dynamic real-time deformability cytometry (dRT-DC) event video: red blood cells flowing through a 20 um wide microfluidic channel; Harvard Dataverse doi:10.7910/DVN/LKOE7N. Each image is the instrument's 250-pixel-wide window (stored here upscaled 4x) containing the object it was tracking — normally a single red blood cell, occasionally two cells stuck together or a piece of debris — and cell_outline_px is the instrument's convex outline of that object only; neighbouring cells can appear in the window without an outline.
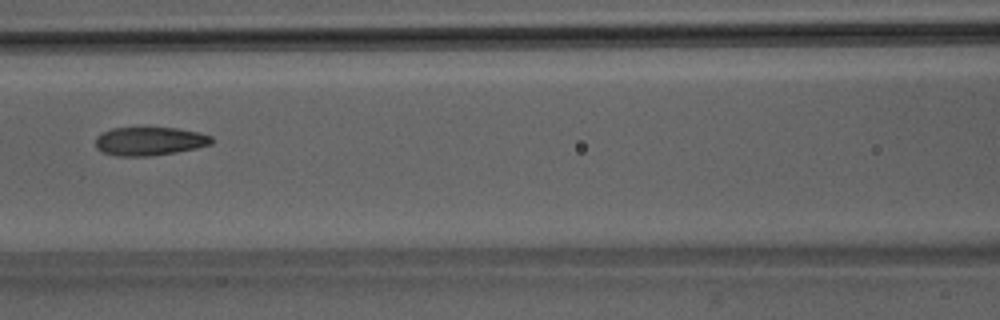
{"species": "Egyptian fruit bat (a non-hibernating species)", "species_latin": "Rousettus aegyptiacus", "temperature_condition": "room temperature", "stored_images_in_passage": 41, "camera_frame_rate_fps": 3000, "um_per_image_px": 0.085, "animal": {"sex": "male"}, "frame": {"image": 1, "passage_image": 13, "time_ms": 4.0, "image_size_px": [1000, 320], "cell_outline_px": [[212, 144], [196, 148], [176, 152], [148, 156], [116, 156], [100, 152], [96, 148], [96, 136], [112, 128], [176, 128], [200, 132], [212, 136]], "centroid_in_image_um": [12.7, 12.01], "position_along_channel_um": 153.9, "area_um2": 19.31}}
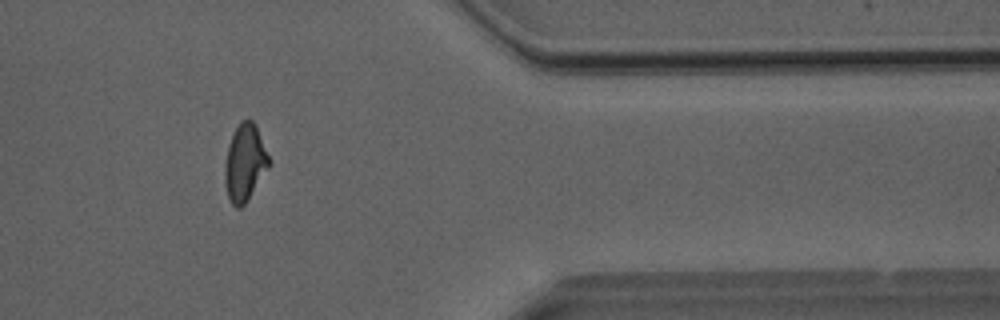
{"frame": {"image": 2, "passage_image": 32, "time_ms": 10.333, "image_size_px": [1000, 320], "cell_outline_px": [[272, 164], [248, 200], [240, 208], [236, 208], [232, 204], [228, 196], [224, 180], [224, 172], [228, 144], [240, 120], [252, 120], [256, 124]], "centroid_in_image_um": [20.83, 13.84], "position_along_channel_um": 390.6, "area_um2": 19.94}}
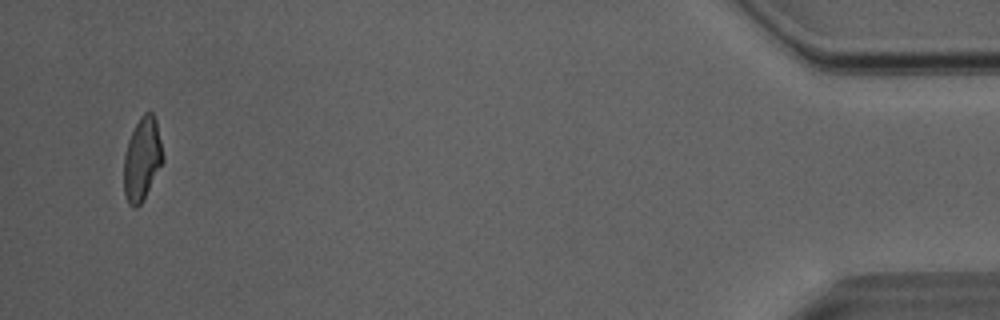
{"frame": {"image": 3, "passage_image": 39, "time_ms": 12.667, "image_size_px": [1000, 320], "cell_outline_px": [[164, 160], [140, 204], [136, 208], [132, 208], [128, 204], [124, 196], [124, 156], [128, 140], [140, 116], [144, 112], [152, 112], [156, 120], [164, 156]], "centroid_in_image_um": [12.07, 13.52], "position_along_channel_um": 423.1, "area_um2": 18.79}, "authors_computed_cell_mechanics": {"area_um2": 19.363, "velocity_mm_per_s": 4.0594, "shape_relaxation_time_tau1_ms": 8.0315, "shape_relaxation_time_tau2_ms": 1.913, "deformation_change_tau1": 0.2091, "deformation_change_tau2": 0.0882}}